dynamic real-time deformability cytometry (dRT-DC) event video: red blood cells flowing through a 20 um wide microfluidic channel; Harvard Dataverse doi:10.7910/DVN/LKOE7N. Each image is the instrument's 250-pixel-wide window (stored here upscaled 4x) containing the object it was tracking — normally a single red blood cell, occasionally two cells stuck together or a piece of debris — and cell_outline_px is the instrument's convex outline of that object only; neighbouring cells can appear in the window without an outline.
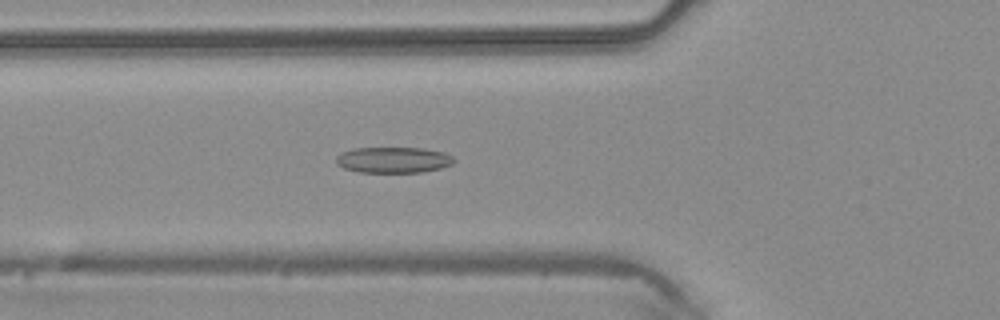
{"species": "common noctule bat (a hibernating species)", "species_latin": "Nyctalus noctula", "temperature_condition": "warm", "stored_images_in_passage": 46, "camera_frame_rate_fps": 3000, "um_per_image_px": 0.085, "animal": {"sex": "male", "body_mass_g": 20.4}, "frame": {"image": 1, "passage_image": 17, "time_ms": 5.333, "image_size_px": [1000, 320], "cell_outline_px": [[456, 160], [452, 164], [440, 168], [420, 172], [360, 172], [344, 168], [336, 164], [336, 156], [340, 152], [352, 148], [420, 148], [444, 152], [452, 156]], "centroid_in_image_um": [33.41, 13.59], "position_along_channel_um": 92.4, "area_um2": 17.8}}
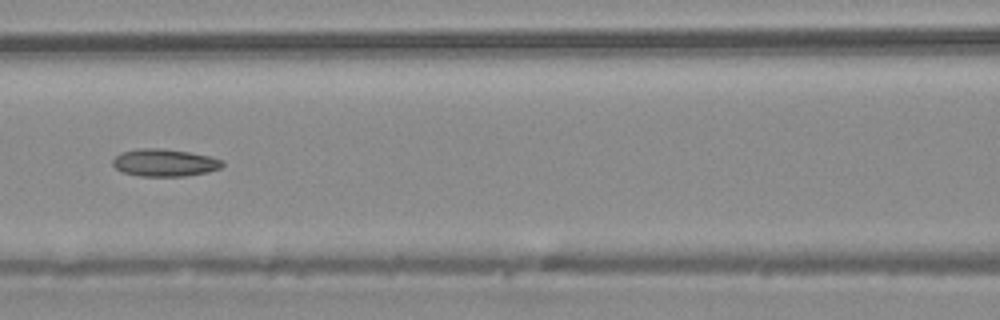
{"frame": {"image": 2, "passage_image": 21, "time_ms": 6.667, "image_size_px": [1000, 320], "cell_outline_px": [[224, 164], [220, 168], [208, 172], [188, 176], [140, 176], [120, 172], [112, 164], [112, 160], [120, 152], [140, 148], [160, 148], [188, 152], [208, 156], [224, 160]], "centroid_in_image_um": [13.97, 13.83], "position_along_channel_um": 152.6, "area_um2": 17.63}}
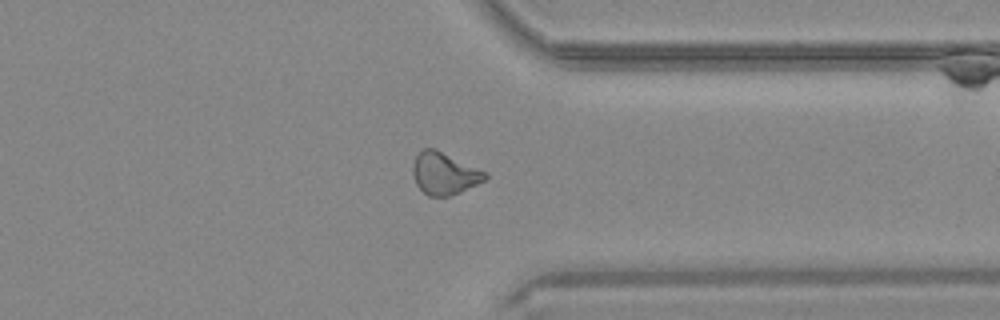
{"frame": {"image": 3, "passage_image": 36, "time_ms": 11.667, "image_size_px": [1000, 320], "cell_outline_px": [[488, 176], [484, 180], [460, 192], [448, 196], [428, 196], [416, 184], [412, 172], [412, 164], [416, 156], [424, 148], [436, 148], [488, 172]], "centroid_in_image_um": [37.77, 14.72], "position_along_channel_um": 373.6, "area_um2": 17.8}}